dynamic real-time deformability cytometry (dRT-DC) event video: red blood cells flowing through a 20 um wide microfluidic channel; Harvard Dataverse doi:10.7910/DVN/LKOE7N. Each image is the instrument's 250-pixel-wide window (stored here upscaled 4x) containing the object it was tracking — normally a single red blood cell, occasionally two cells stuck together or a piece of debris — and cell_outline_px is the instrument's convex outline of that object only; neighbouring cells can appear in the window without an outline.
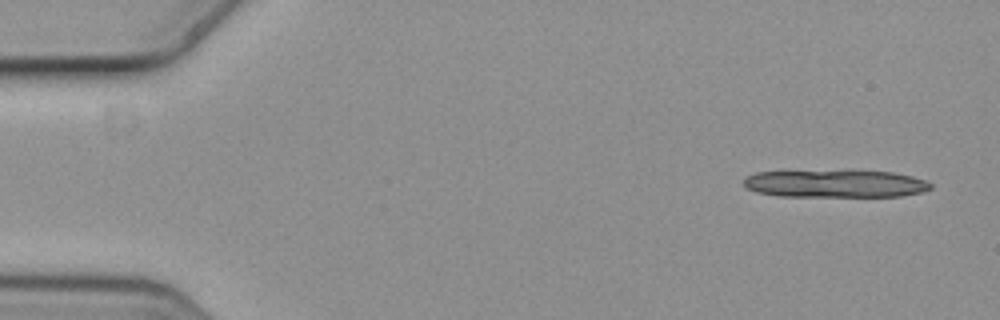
{"species": "common noctule bat (a hibernating species)", "species_latin": "Nyctalus noctula", "temperature_condition": "cold", "stored_images_in_passage": 3, "camera_frame_rate_fps": 3000, "um_per_image_px": 0.085, "animal": {"sex": "female", "body_mass_g": 19.3, "forearm_length_mm": 54.1}, "frame": {"image": 1, "passage_image": 1, "time_ms": 0.0, "image_size_px": [1000, 320], "cell_outline_px": [[932, 188], [924, 192], [900, 196], [780, 196], [756, 192], [748, 188], [744, 184], [744, 180], [748, 176], [756, 172], [892, 172], [912, 176], [924, 180], [932, 184]], "centroid_in_image_um": [71.04, 15.64], "position_along_channel_um": 14.0, "area_um2": 29.25}}